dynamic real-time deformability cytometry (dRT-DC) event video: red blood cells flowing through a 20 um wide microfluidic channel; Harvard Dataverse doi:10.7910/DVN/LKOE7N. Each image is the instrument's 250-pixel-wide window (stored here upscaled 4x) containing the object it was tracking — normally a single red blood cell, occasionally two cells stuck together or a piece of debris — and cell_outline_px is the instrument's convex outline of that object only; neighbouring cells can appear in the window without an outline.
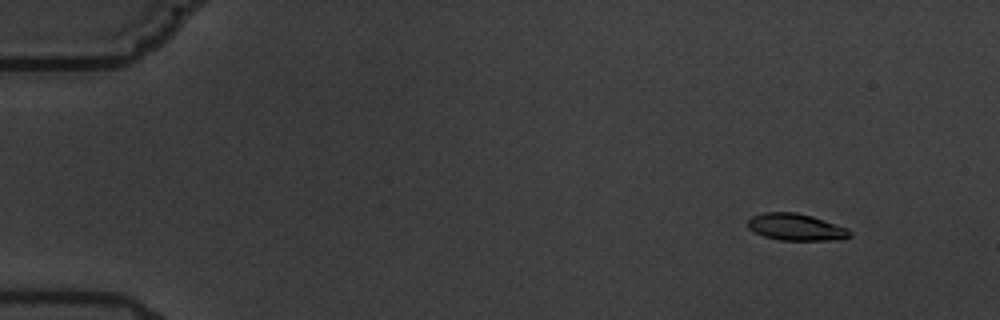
{"species": "common noctule bat (a hibernating species)", "species_latin": "Nyctalus noctula", "temperature_condition": "warm", "stored_images_in_passage": 7, "camera_frame_rate_fps": 3000, "um_per_image_px": 0.085, "animal": {"sex": "male", "body_mass_g": 19.5, "forearm_length_mm": 54.6}, "frame": {"image": 1, "passage_image": 2, "time_ms": 1.333, "image_size_px": [1000, 320], "cell_outline_px": [[852, 236], [828, 240], [780, 240], [764, 236], [748, 228], [748, 220], [752, 216], [764, 212], [796, 212], [812, 216], [848, 228], [852, 232]], "centroid_in_image_um": [67.65, 19.29], "position_along_channel_um": 17.3, "area_um2": 15.84}}